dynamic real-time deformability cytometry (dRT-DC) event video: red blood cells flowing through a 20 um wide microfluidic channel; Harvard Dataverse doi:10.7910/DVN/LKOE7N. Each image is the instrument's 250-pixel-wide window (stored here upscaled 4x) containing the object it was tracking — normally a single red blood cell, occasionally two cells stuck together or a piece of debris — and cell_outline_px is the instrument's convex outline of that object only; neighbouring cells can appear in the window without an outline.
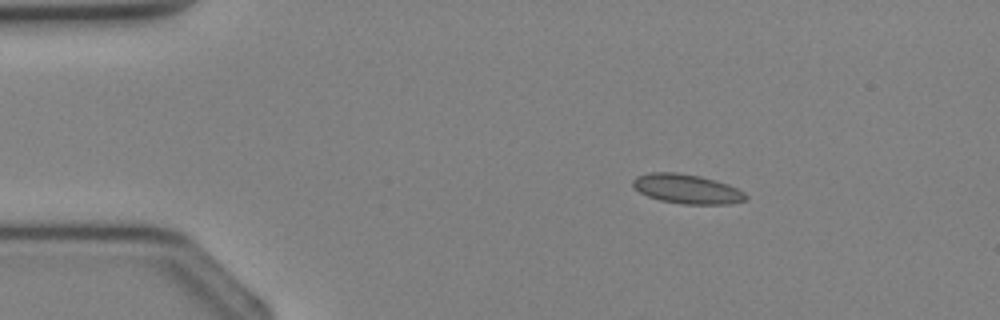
{"species": "Egyptian fruit bat (a non-hibernating species)", "species_latin": "Rousettus aegyptiacus", "temperature_condition": "cold", "stored_images_in_passage": 31, "camera_frame_rate_fps": 3000, "um_per_image_px": 0.085, "animal": {"sex": "female"}, "frame": {"image": 1, "passage_image": 1, "time_ms": 0.0, "image_size_px": [1000, 320], "cell_outline_px": [[748, 196], [744, 200], [728, 204], [684, 204], [660, 200], [648, 196], [640, 192], [632, 184], [632, 180], [636, 176], [648, 172], [676, 172], [700, 176], [716, 180], [728, 184], [744, 192]], "centroid_in_image_um": [58.37, 16.05], "position_along_channel_um": 26.6, "area_um2": 19.31}}
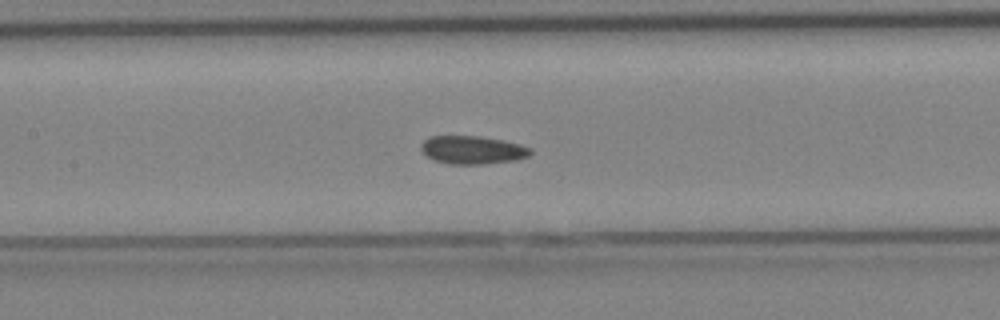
{"frame": {"image": 2, "passage_image": 12, "time_ms": 3.667, "image_size_px": [1000, 320], "cell_outline_px": [[532, 152], [528, 156], [516, 160], [484, 164], [448, 164], [436, 160], [428, 156], [420, 148], [420, 144], [424, 140], [432, 136], [480, 136], [504, 140], [520, 144], [532, 148]], "centroid_in_image_um": [40.19, 12.74], "position_along_channel_um": 167.2, "area_um2": 17.98}}
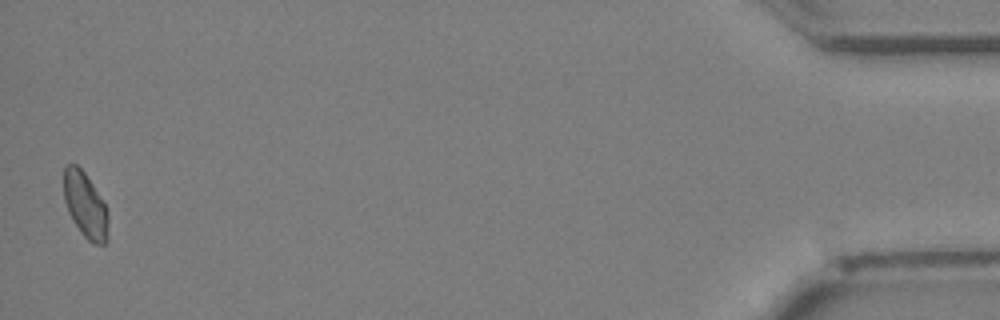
{"frame": {"image": 3, "passage_image": 31, "time_ms": 10.0, "image_size_px": [1000, 320], "cell_outline_px": [[108, 240], [104, 244], [96, 244], [88, 240], [84, 236], [72, 220], [68, 212], [64, 200], [64, 164], [76, 164], [84, 172], [92, 184], [104, 204], [108, 212]], "centroid_in_image_um": [7.24, 17.45], "position_along_channel_um": 428.0, "area_um2": 16.88}}